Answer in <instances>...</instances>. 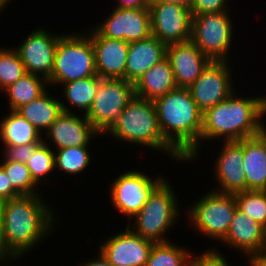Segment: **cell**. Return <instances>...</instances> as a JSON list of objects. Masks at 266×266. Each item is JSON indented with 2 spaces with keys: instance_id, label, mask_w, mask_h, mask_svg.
<instances>
[{
  "instance_id": "6da1fadb",
  "label": "cell",
  "mask_w": 266,
  "mask_h": 266,
  "mask_svg": "<svg viewBox=\"0 0 266 266\" xmlns=\"http://www.w3.org/2000/svg\"><path fill=\"white\" fill-rule=\"evenodd\" d=\"M42 197L21 195L0 202L6 247L18 260L39 247L56 228L59 214Z\"/></svg>"
},
{
  "instance_id": "7a4b0ae2",
  "label": "cell",
  "mask_w": 266,
  "mask_h": 266,
  "mask_svg": "<svg viewBox=\"0 0 266 266\" xmlns=\"http://www.w3.org/2000/svg\"><path fill=\"white\" fill-rule=\"evenodd\" d=\"M264 116L265 94L241 97L237 95L236 90L226 100L203 113L200 148L202 142L208 140L230 142L259 135L266 123L263 120Z\"/></svg>"
},
{
  "instance_id": "3957f363",
  "label": "cell",
  "mask_w": 266,
  "mask_h": 266,
  "mask_svg": "<svg viewBox=\"0 0 266 266\" xmlns=\"http://www.w3.org/2000/svg\"><path fill=\"white\" fill-rule=\"evenodd\" d=\"M163 137L188 164L197 161L202 116L188 88H176L153 100Z\"/></svg>"
},
{
  "instance_id": "277c9868",
  "label": "cell",
  "mask_w": 266,
  "mask_h": 266,
  "mask_svg": "<svg viewBox=\"0 0 266 266\" xmlns=\"http://www.w3.org/2000/svg\"><path fill=\"white\" fill-rule=\"evenodd\" d=\"M104 135L119 142L136 144L137 147L162 151L168 154L169 159L185 163L184 157L163 137L152 100L135 96Z\"/></svg>"
},
{
  "instance_id": "5b68a950",
  "label": "cell",
  "mask_w": 266,
  "mask_h": 266,
  "mask_svg": "<svg viewBox=\"0 0 266 266\" xmlns=\"http://www.w3.org/2000/svg\"><path fill=\"white\" fill-rule=\"evenodd\" d=\"M174 190L171 182L164 178L150 193L142 209L128 222L127 227L154 243L170 241L167 234L174 229L181 212L179 197Z\"/></svg>"
},
{
  "instance_id": "8992f818",
  "label": "cell",
  "mask_w": 266,
  "mask_h": 266,
  "mask_svg": "<svg viewBox=\"0 0 266 266\" xmlns=\"http://www.w3.org/2000/svg\"><path fill=\"white\" fill-rule=\"evenodd\" d=\"M79 32L82 33H63L60 37L54 68L47 80L50 87L97 76L91 38L85 30Z\"/></svg>"
},
{
  "instance_id": "52a82bcc",
  "label": "cell",
  "mask_w": 266,
  "mask_h": 266,
  "mask_svg": "<svg viewBox=\"0 0 266 266\" xmlns=\"http://www.w3.org/2000/svg\"><path fill=\"white\" fill-rule=\"evenodd\" d=\"M187 205L186 220L196 232L220 243L225 239L237 207L234 194L213 190Z\"/></svg>"
},
{
  "instance_id": "ba28073f",
  "label": "cell",
  "mask_w": 266,
  "mask_h": 266,
  "mask_svg": "<svg viewBox=\"0 0 266 266\" xmlns=\"http://www.w3.org/2000/svg\"><path fill=\"white\" fill-rule=\"evenodd\" d=\"M231 16V12L192 15L191 41L211 61L230 62L228 56L235 30Z\"/></svg>"
},
{
  "instance_id": "9c48e42d",
  "label": "cell",
  "mask_w": 266,
  "mask_h": 266,
  "mask_svg": "<svg viewBox=\"0 0 266 266\" xmlns=\"http://www.w3.org/2000/svg\"><path fill=\"white\" fill-rule=\"evenodd\" d=\"M134 97V83L125 79L100 78L96 96L85 116L90 124L104 135Z\"/></svg>"
},
{
  "instance_id": "30bf717a",
  "label": "cell",
  "mask_w": 266,
  "mask_h": 266,
  "mask_svg": "<svg viewBox=\"0 0 266 266\" xmlns=\"http://www.w3.org/2000/svg\"><path fill=\"white\" fill-rule=\"evenodd\" d=\"M166 176H152L142 171L127 170L113 180L110 199L114 210L132 219L145 205L150 193Z\"/></svg>"
},
{
  "instance_id": "8fae6325",
  "label": "cell",
  "mask_w": 266,
  "mask_h": 266,
  "mask_svg": "<svg viewBox=\"0 0 266 266\" xmlns=\"http://www.w3.org/2000/svg\"><path fill=\"white\" fill-rule=\"evenodd\" d=\"M152 35L169 45L184 43L192 37V13L184 5L150 2Z\"/></svg>"
},
{
  "instance_id": "7c38bea8",
  "label": "cell",
  "mask_w": 266,
  "mask_h": 266,
  "mask_svg": "<svg viewBox=\"0 0 266 266\" xmlns=\"http://www.w3.org/2000/svg\"><path fill=\"white\" fill-rule=\"evenodd\" d=\"M231 69V64L227 61H211L188 88L202 113L226 100L236 91Z\"/></svg>"
},
{
  "instance_id": "4fadbf2b",
  "label": "cell",
  "mask_w": 266,
  "mask_h": 266,
  "mask_svg": "<svg viewBox=\"0 0 266 266\" xmlns=\"http://www.w3.org/2000/svg\"><path fill=\"white\" fill-rule=\"evenodd\" d=\"M34 28L14 49L18 52L25 70L29 74L51 77L57 45L63 34L47 31L43 26Z\"/></svg>"
},
{
  "instance_id": "5bb4252c",
  "label": "cell",
  "mask_w": 266,
  "mask_h": 266,
  "mask_svg": "<svg viewBox=\"0 0 266 266\" xmlns=\"http://www.w3.org/2000/svg\"><path fill=\"white\" fill-rule=\"evenodd\" d=\"M105 18L93 26L102 37L130 43L152 35L149 8H113Z\"/></svg>"
},
{
  "instance_id": "9a60e30c",
  "label": "cell",
  "mask_w": 266,
  "mask_h": 266,
  "mask_svg": "<svg viewBox=\"0 0 266 266\" xmlns=\"http://www.w3.org/2000/svg\"><path fill=\"white\" fill-rule=\"evenodd\" d=\"M153 244L126 225L124 230L103 240L98 249L113 266H146Z\"/></svg>"
},
{
  "instance_id": "2e32d148",
  "label": "cell",
  "mask_w": 266,
  "mask_h": 266,
  "mask_svg": "<svg viewBox=\"0 0 266 266\" xmlns=\"http://www.w3.org/2000/svg\"><path fill=\"white\" fill-rule=\"evenodd\" d=\"M221 151L213 164L217 188L211 189L219 193L235 194L246 191V176L242 168L244 160V139L240 141L222 142Z\"/></svg>"
},
{
  "instance_id": "e0dca14e",
  "label": "cell",
  "mask_w": 266,
  "mask_h": 266,
  "mask_svg": "<svg viewBox=\"0 0 266 266\" xmlns=\"http://www.w3.org/2000/svg\"><path fill=\"white\" fill-rule=\"evenodd\" d=\"M101 134L90 124L86 116L63 112L55 122L42 134V141L55 150L75 146H89L94 137ZM49 139V142L48 140ZM56 145V146H55Z\"/></svg>"
},
{
  "instance_id": "ac0fdd59",
  "label": "cell",
  "mask_w": 266,
  "mask_h": 266,
  "mask_svg": "<svg viewBox=\"0 0 266 266\" xmlns=\"http://www.w3.org/2000/svg\"><path fill=\"white\" fill-rule=\"evenodd\" d=\"M85 32L92 41L97 76L101 79H125L129 42L102 37L92 26Z\"/></svg>"
},
{
  "instance_id": "d6986e66",
  "label": "cell",
  "mask_w": 266,
  "mask_h": 266,
  "mask_svg": "<svg viewBox=\"0 0 266 266\" xmlns=\"http://www.w3.org/2000/svg\"><path fill=\"white\" fill-rule=\"evenodd\" d=\"M166 57L177 88H189L211 62L191 40L167 45Z\"/></svg>"
},
{
  "instance_id": "ffe728a7",
  "label": "cell",
  "mask_w": 266,
  "mask_h": 266,
  "mask_svg": "<svg viewBox=\"0 0 266 266\" xmlns=\"http://www.w3.org/2000/svg\"><path fill=\"white\" fill-rule=\"evenodd\" d=\"M263 243L264 226L237 208L222 244L240 251L248 261L262 251Z\"/></svg>"
},
{
  "instance_id": "44dd1931",
  "label": "cell",
  "mask_w": 266,
  "mask_h": 266,
  "mask_svg": "<svg viewBox=\"0 0 266 266\" xmlns=\"http://www.w3.org/2000/svg\"><path fill=\"white\" fill-rule=\"evenodd\" d=\"M167 45L158 38L150 37L129 43L125 80L136 83L141 76L166 57Z\"/></svg>"
},
{
  "instance_id": "7402d4cb",
  "label": "cell",
  "mask_w": 266,
  "mask_h": 266,
  "mask_svg": "<svg viewBox=\"0 0 266 266\" xmlns=\"http://www.w3.org/2000/svg\"><path fill=\"white\" fill-rule=\"evenodd\" d=\"M242 163L246 176V191H266V136L262 132L244 139Z\"/></svg>"
},
{
  "instance_id": "603a6c76",
  "label": "cell",
  "mask_w": 266,
  "mask_h": 266,
  "mask_svg": "<svg viewBox=\"0 0 266 266\" xmlns=\"http://www.w3.org/2000/svg\"><path fill=\"white\" fill-rule=\"evenodd\" d=\"M177 88L167 57L147 70L134 84L135 96L155 100Z\"/></svg>"
},
{
  "instance_id": "cb8c5ba5",
  "label": "cell",
  "mask_w": 266,
  "mask_h": 266,
  "mask_svg": "<svg viewBox=\"0 0 266 266\" xmlns=\"http://www.w3.org/2000/svg\"><path fill=\"white\" fill-rule=\"evenodd\" d=\"M16 112L33 125L41 134L63 113L61 102L50 95L48 89L38 98L22 105ZM43 132V133H42Z\"/></svg>"
},
{
  "instance_id": "d4e9b609",
  "label": "cell",
  "mask_w": 266,
  "mask_h": 266,
  "mask_svg": "<svg viewBox=\"0 0 266 266\" xmlns=\"http://www.w3.org/2000/svg\"><path fill=\"white\" fill-rule=\"evenodd\" d=\"M99 83L100 78L93 76L61 84L62 97L65 100H60L63 112L75 113L76 110L73 109L76 107L80 110V114L84 113L85 115L94 101Z\"/></svg>"
},
{
  "instance_id": "484cf974",
  "label": "cell",
  "mask_w": 266,
  "mask_h": 266,
  "mask_svg": "<svg viewBox=\"0 0 266 266\" xmlns=\"http://www.w3.org/2000/svg\"><path fill=\"white\" fill-rule=\"evenodd\" d=\"M0 139L3 146L43 143L42 134L16 111L1 117Z\"/></svg>"
},
{
  "instance_id": "4316f807",
  "label": "cell",
  "mask_w": 266,
  "mask_h": 266,
  "mask_svg": "<svg viewBox=\"0 0 266 266\" xmlns=\"http://www.w3.org/2000/svg\"><path fill=\"white\" fill-rule=\"evenodd\" d=\"M49 87L48 81L38 75L26 73L2 92L8 96L9 111H16L41 96Z\"/></svg>"
},
{
  "instance_id": "83f0119b",
  "label": "cell",
  "mask_w": 266,
  "mask_h": 266,
  "mask_svg": "<svg viewBox=\"0 0 266 266\" xmlns=\"http://www.w3.org/2000/svg\"><path fill=\"white\" fill-rule=\"evenodd\" d=\"M191 252L173 241L154 243L146 266H191Z\"/></svg>"
},
{
  "instance_id": "f1b7e54d",
  "label": "cell",
  "mask_w": 266,
  "mask_h": 266,
  "mask_svg": "<svg viewBox=\"0 0 266 266\" xmlns=\"http://www.w3.org/2000/svg\"><path fill=\"white\" fill-rule=\"evenodd\" d=\"M89 146H75L54 151L55 171L56 169L70 174L79 176L86 171L91 164V154ZM79 174V175H78Z\"/></svg>"
},
{
  "instance_id": "f546056e",
  "label": "cell",
  "mask_w": 266,
  "mask_h": 266,
  "mask_svg": "<svg viewBox=\"0 0 266 266\" xmlns=\"http://www.w3.org/2000/svg\"><path fill=\"white\" fill-rule=\"evenodd\" d=\"M0 166L5 170L13 188L20 195H42L39 185L33 180L25 163L3 161L0 162Z\"/></svg>"
},
{
  "instance_id": "4dcf8cb0",
  "label": "cell",
  "mask_w": 266,
  "mask_h": 266,
  "mask_svg": "<svg viewBox=\"0 0 266 266\" xmlns=\"http://www.w3.org/2000/svg\"><path fill=\"white\" fill-rule=\"evenodd\" d=\"M27 72L14 48L0 47V92L14 84Z\"/></svg>"
},
{
  "instance_id": "1f68e13d",
  "label": "cell",
  "mask_w": 266,
  "mask_h": 266,
  "mask_svg": "<svg viewBox=\"0 0 266 266\" xmlns=\"http://www.w3.org/2000/svg\"><path fill=\"white\" fill-rule=\"evenodd\" d=\"M33 180L39 185L46 183L49 175L55 170L54 149L42 143L27 162ZM45 181V182H44Z\"/></svg>"
},
{
  "instance_id": "d6a6232c",
  "label": "cell",
  "mask_w": 266,
  "mask_h": 266,
  "mask_svg": "<svg viewBox=\"0 0 266 266\" xmlns=\"http://www.w3.org/2000/svg\"><path fill=\"white\" fill-rule=\"evenodd\" d=\"M237 207L261 225H266V191L247 190L234 194Z\"/></svg>"
},
{
  "instance_id": "836d02e7",
  "label": "cell",
  "mask_w": 266,
  "mask_h": 266,
  "mask_svg": "<svg viewBox=\"0 0 266 266\" xmlns=\"http://www.w3.org/2000/svg\"><path fill=\"white\" fill-rule=\"evenodd\" d=\"M42 143H34V144H26V145H18V146H4L2 161H13L18 163L27 164L29 158L32 156L34 151L41 145Z\"/></svg>"
},
{
  "instance_id": "e575fe53",
  "label": "cell",
  "mask_w": 266,
  "mask_h": 266,
  "mask_svg": "<svg viewBox=\"0 0 266 266\" xmlns=\"http://www.w3.org/2000/svg\"><path fill=\"white\" fill-rule=\"evenodd\" d=\"M197 255H192L191 266H230L229 261L220 250L211 248Z\"/></svg>"
},
{
  "instance_id": "d590c367",
  "label": "cell",
  "mask_w": 266,
  "mask_h": 266,
  "mask_svg": "<svg viewBox=\"0 0 266 266\" xmlns=\"http://www.w3.org/2000/svg\"><path fill=\"white\" fill-rule=\"evenodd\" d=\"M229 1L230 0H193L190 10L192 15L213 12H231L229 5H227Z\"/></svg>"
},
{
  "instance_id": "8d00e7d4",
  "label": "cell",
  "mask_w": 266,
  "mask_h": 266,
  "mask_svg": "<svg viewBox=\"0 0 266 266\" xmlns=\"http://www.w3.org/2000/svg\"><path fill=\"white\" fill-rule=\"evenodd\" d=\"M21 196L12 186L5 170L0 166V202Z\"/></svg>"
},
{
  "instance_id": "74e56055",
  "label": "cell",
  "mask_w": 266,
  "mask_h": 266,
  "mask_svg": "<svg viewBox=\"0 0 266 266\" xmlns=\"http://www.w3.org/2000/svg\"><path fill=\"white\" fill-rule=\"evenodd\" d=\"M16 261L17 258L7 249L6 242L4 239V224H3V218L0 211V264L5 266V262ZM4 263V264H3Z\"/></svg>"
},
{
  "instance_id": "f35d334b",
  "label": "cell",
  "mask_w": 266,
  "mask_h": 266,
  "mask_svg": "<svg viewBox=\"0 0 266 266\" xmlns=\"http://www.w3.org/2000/svg\"><path fill=\"white\" fill-rule=\"evenodd\" d=\"M114 8H149L151 0H118Z\"/></svg>"
},
{
  "instance_id": "ab89813d",
  "label": "cell",
  "mask_w": 266,
  "mask_h": 266,
  "mask_svg": "<svg viewBox=\"0 0 266 266\" xmlns=\"http://www.w3.org/2000/svg\"><path fill=\"white\" fill-rule=\"evenodd\" d=\"M93 259H88L86 262L81 263L82 266H113L109 261H107L101 254L98 252Z\"/></svg>"
},
{
  "instance_id": "60d3db41",
  "label": "cell",
  "mask_w": 266,
  "mask_h": 266,
  "mask_svg": "<svg viewBox=\"0 0 266 266\" xmlns=\"http://www.w3.org/2000/svg\"><path fill=\"white\" fill-rule=\"evenodd\" d=\"M253 266H266V252L261 251L248 260Z\"/></svg>"
},
{
  "instance_id": "b9f144b4",
  "label": "cell",
  "mask_w": 266,
  "mask_h": 266,
  "mask_svg": "<svg viewBox=\"0 0 266 266\" xmlns=\"http://www.w3.org/2000/svg\"><path fill=\"white\" fill-rule=\"evenodd\" d=\"M151 1H161L165 3H171V4H179L184 5L185 7L190 8L192 5L193 0H151Z\"/></svg>"
},
{
  "instance_id": "7bdbcfd3",
  "label": "cell",
  "mask_w": 266,
  "mask_h": 266,
  "mask_svg": "<svg viewBox=\"0 0 266 266\" xmlns=\"http://www.w3.org/2000/svg\"><path fill=\"white\" fill-rule=\"evenodd\" d=\"M12 1L11 0H0V14L4 12L5 7H7Z\"/></svg>"
},
{
  "instance_id": "ee69618b",
  "label": "cell",
  "mask_w": 266,
  "mask_h": 266,
  "mask_svg": "<svg viewBox=\"0 0 266 266\" xmlns=\"http://www.w3.org/2000/svg\"><path fill=\"white\" fill-rule=\"evenodd\" d=\"M262 251L266 252V225L264 226V243Z\"/></svg>"
},
{
  "instance_id": "f6af8a7d",
  "label": "cell",
  "mask_w": 266,
  "mask_h": 266,
  "mask_svg": "<svg viewBox=\"0 0 266 266\" xmlns=\"http://www.w3.org/2000/svg\"><path fill=\"white\" fill-rule=\"evenodd\" d=\"M262 133L266 136V124L264 123Z\"/></svg>"
},
{
  "instance_id": "bcb514c9",
  "label": "cell",
  "mask_w": 266,
  "mask_h": 266,
  "mask_svg": "<svg viewBox=\"0 0 266 266\" xmlns=\"http://www.w3.org/2000/svg\"><path fill=\"white\" fill-rule=\"evenodd\" d=\"M248 265L247 266H253L249 261H248V263H247Z\"/></svg>"
}]
</instances>
